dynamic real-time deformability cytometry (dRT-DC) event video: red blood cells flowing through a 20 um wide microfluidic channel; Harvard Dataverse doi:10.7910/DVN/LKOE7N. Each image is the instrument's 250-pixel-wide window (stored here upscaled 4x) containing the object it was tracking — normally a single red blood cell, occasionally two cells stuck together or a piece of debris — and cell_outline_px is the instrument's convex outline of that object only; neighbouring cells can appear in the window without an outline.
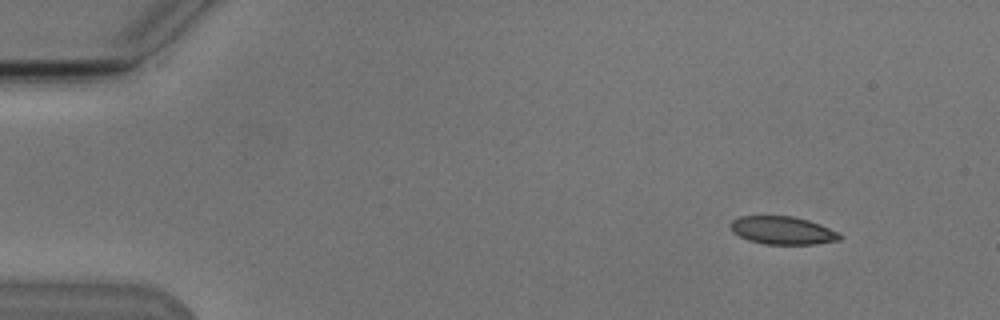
{"species": "Egyptian fruit bat (a non-hibernating species)", "species_latin": "Rousettus aegyptiacus", "temperature_condition": "cold", "stored_images_in_passage": 4, "camera_frame_rate_fps": 3000, "um_per_image_px": 0.085, "animal": {"sex": "male"}, "frame": {"image": 1, "passage_image": 1, "time_ms": 0.0, "image_size_px": [1000, 320], "cell_outline_px": [[844, 236], [840, 240], [816, 244], [764, 244], [748, 240], [732, 232], [728, 224], [732, 220], [740, 216], [792, 216], [808, 220], [820, 224], [840, 232]], "centroid_in_image_um": [66.53, 19.58], "position_along_channel_um": 18.5, "area_um2": 18.03}}
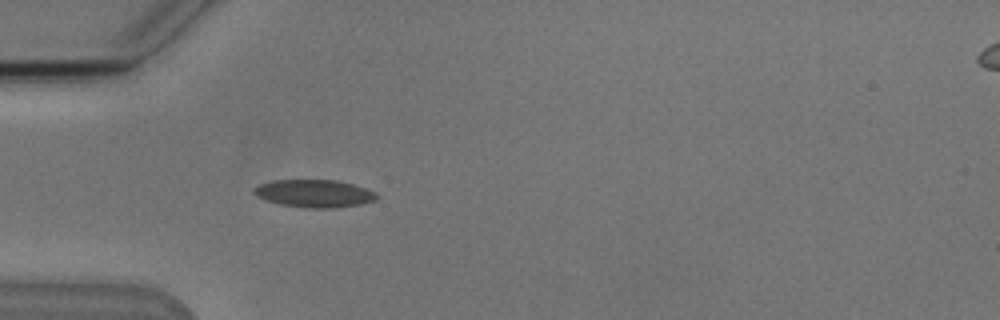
{"frame": {"image": 2, "passage_image": 4, "time_ms": 3.667, "image_size_px": [1000, 320], "cell_outline_px": [[376, 200], [360, 204], [336, 208], [304, 208], [280, 204], [264, 200], [256, 196], [252, 192], [252, 188], [260, 184], [272, 180], [336, 180], [352, 184], [376, 192]], "centroid_in_image_um": [26.66, 16.45], "position_along_channel_um": 58.3, "area_um2": 19.88}}